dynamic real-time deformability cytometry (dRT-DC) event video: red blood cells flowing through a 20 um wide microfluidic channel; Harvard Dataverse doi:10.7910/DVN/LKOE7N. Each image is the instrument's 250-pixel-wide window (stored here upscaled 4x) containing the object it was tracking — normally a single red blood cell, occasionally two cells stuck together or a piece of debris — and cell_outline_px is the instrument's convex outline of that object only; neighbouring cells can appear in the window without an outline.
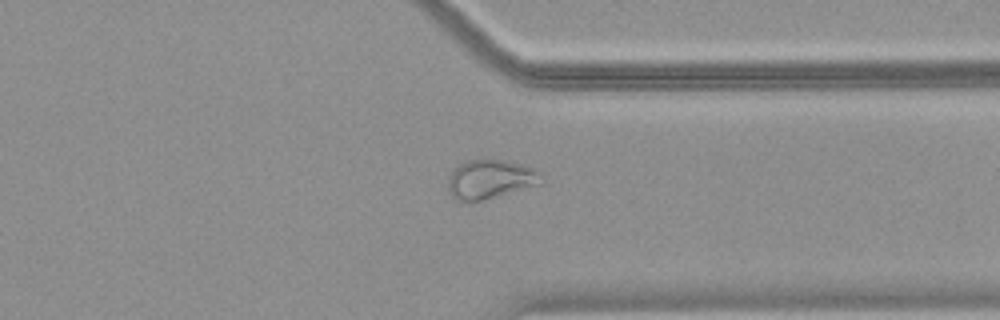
{"species": "common noctule bat (a hibernating species)", "species_latin": "Nyctalus noctula", "temperature_condition": "warm", "stored_images_in_passage": 50, "camera_frame_rate_fps": 3000, "um_per_image_px": 0.085, "animal": {"sex": "female", "body_mass_g": 18.4}, "frame": {"image": 1, "passage_image": 40, "time_ms": 13.0, "image_size_px": [1000, 320], "cell_outline_px": [[544, 184], [480, 200], [456, 200], [448, 192], [448, 176], [460, 164], [468, 160], [504, 160], [520, 164], [532, 168], [536, 172]], "centroid_in_image_um": [41.65, 15.24], "position_along_channel_um": 369.7, "area_um2": 20.75}}
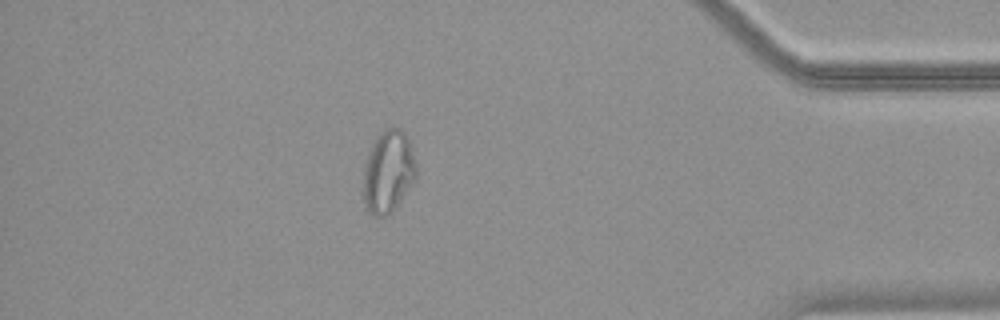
{"frame": {"image": 2, "passage_image": 45, "time_ms": 14.667, "image_size_px": [1000, 320], "cell_outline_px": [[416, 176], [392, 212], [388, 216], [372, 216], [364, 208], [364, 164], [368, 152], [376, 136], [388, 128], [400, 128], [404, 132], [408, 140], [416, 164]], "centroid_in_image_um": [32.96, 14.61], "position_along_channel_um": 402.2, "area_um2": 25.14}}